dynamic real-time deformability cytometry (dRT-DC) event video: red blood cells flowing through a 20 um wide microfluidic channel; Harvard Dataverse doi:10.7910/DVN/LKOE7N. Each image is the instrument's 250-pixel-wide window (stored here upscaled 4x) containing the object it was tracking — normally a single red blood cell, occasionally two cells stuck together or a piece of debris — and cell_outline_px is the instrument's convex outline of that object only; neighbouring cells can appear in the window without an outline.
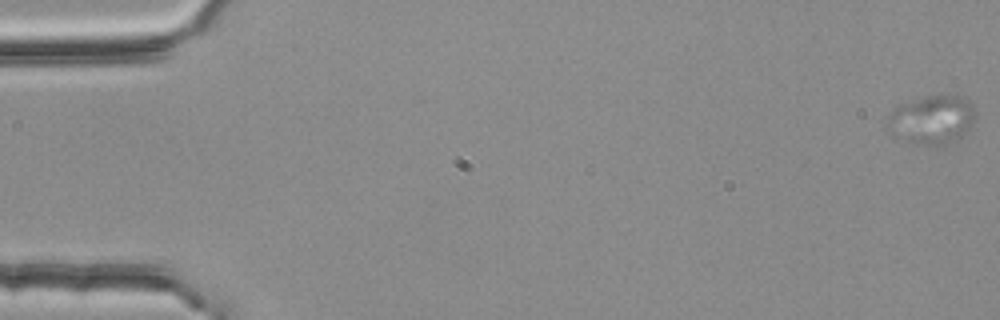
{"species": "common noctule bat (a hibernating species)", "species_latin": "Nyctalus noctula", "temperature_condition": "room temperature", "stored_images_in_passage": 16, "camera_frame_rate_fps": 3000, "um_per_image_px": 0.085, "animal": {"sex": "female", "body_mass_g": 25.1}, "frame": {"image": 1, "passage_image": 1, "time_ms": 0.0, "image_size_px": [1000, 320], "cell_outline_px": [[976, 116], [968, 132], [944, 144], [916, 144], [884, 128], [892, 112], [900, 104], [912, 100], [944, 92], [956, 92], [968, 100], [972, 104], [976, 112]], "centroid_in_image_um": [79.29, 10.09], "position_along_channel_um": 5.7, "area_um2": 25.09}}